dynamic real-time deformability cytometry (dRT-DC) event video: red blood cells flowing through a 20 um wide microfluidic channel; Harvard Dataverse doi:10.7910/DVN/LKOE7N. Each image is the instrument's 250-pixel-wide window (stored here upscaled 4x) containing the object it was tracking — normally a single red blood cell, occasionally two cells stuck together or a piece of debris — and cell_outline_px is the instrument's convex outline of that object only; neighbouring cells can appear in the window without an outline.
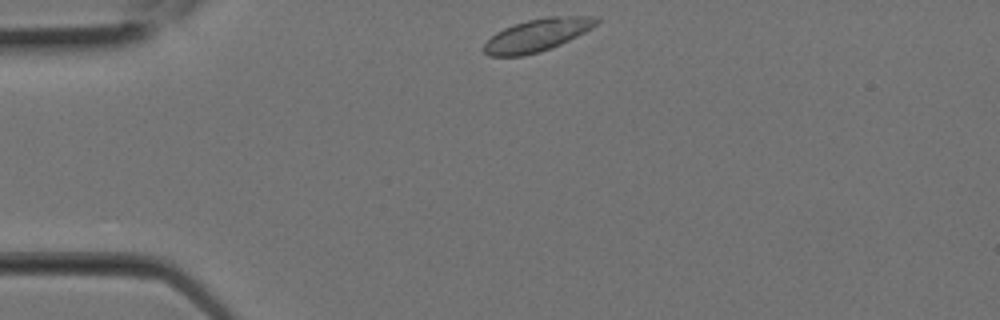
{"species": "Egyptian fruit bat (a non-hibernating species)", "species_latin": "Rousettus aegyptiacus", "temperature_condition": "room temperature", "stored_images_in_passage": 1, "camera_frame_rate_fps": 3000, "um_per_image_px": 0.085, "animal": {"sex": "female"}, "frame": {"image": 1, "passage_image": 1, "time_ms": 0.0, "image_size_px": [1000, 320], "cell_outline_px": [[600, 20], [592, 28], [560, 44], [540, 52], [524, 56], [488, 56], [480, 48], [496, 32], [504, 28], [528, 20], [548, 16], [596, 16]], "centroid_in_image_um": [45.64, 2.99], "position_along_channel_um": 39.4, "area_um2": 21.27}}